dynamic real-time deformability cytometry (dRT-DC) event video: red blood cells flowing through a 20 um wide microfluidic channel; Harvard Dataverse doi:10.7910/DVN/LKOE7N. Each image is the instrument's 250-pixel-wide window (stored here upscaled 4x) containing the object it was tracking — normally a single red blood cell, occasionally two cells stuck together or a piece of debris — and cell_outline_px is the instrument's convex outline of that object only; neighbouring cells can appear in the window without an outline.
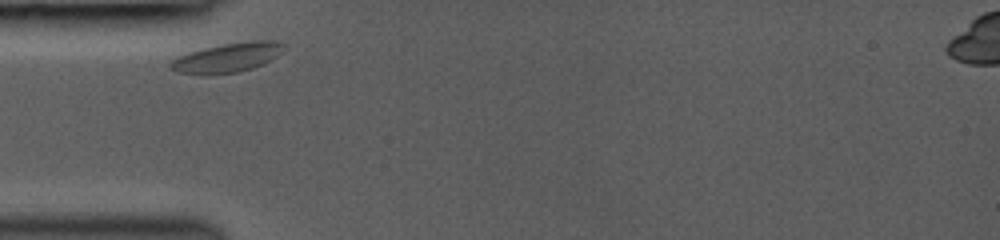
{"species": "common noctule bat (a hibernating species)", "species_latin": "Nyctalus noctula", "temperature_condition": "room temperature", "stored_images_in_passage": 3, "camera_frame_rate_fps": 3000, "um_per_image_px": 0.085, "animal": {"sex": "female", "body_mass_g": 19.0, "forearm_length_mm": 53.3}, "frame": {"image": 1, "passage_image": 1, "time_ms": 0.0, "image_size_px": [1000, 240], "cell_outline_px": [[288, 48], [272, 60], [264, 64], [252, 68], [236, 72], [176, 72], [168, 68], [168, 64], [176, 56], [188, 52], [204, 48], [224, 44], [252, 40], [272, 40], [284, 44]], "centroid_in_image_um": [19.4, 4.85], "position_along_channel_um": 65.6, "area_um2": 19.07}}